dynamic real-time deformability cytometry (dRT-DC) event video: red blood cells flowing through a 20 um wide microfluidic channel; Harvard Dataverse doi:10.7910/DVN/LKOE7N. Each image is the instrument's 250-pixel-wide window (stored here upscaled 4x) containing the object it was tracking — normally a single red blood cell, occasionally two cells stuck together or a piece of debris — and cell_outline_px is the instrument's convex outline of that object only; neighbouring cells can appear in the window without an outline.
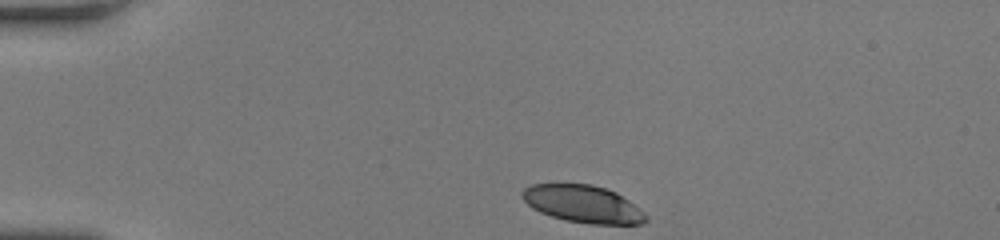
{"species": "human", "species_latin": "Homo sapiens", "temperature_condition": "room temperature", "stored_images_in_passage": 46, "camera_frame_rate_fps": 3000, "um_per_image_px": 0.085, "donor": {"sex": "female"}, "frame": {"image": 1, "passage_image": 1, "time_ms": 0.0, "image_size_px": [1000, 240], "cell_outline_px": [[648, 220], [644, 224], [588, 224], [564, 220], [540, 212], [532, 208], [520, 196], [520, 192], [524, 188], [532, 184], [592, 184], [616, 192], [628, 200], [644, 212], [648, 216]], "centroid_in_image_um": [49.55, 17.34], "position_along_channel_um": 35.5, "area_um2": 27.05}}
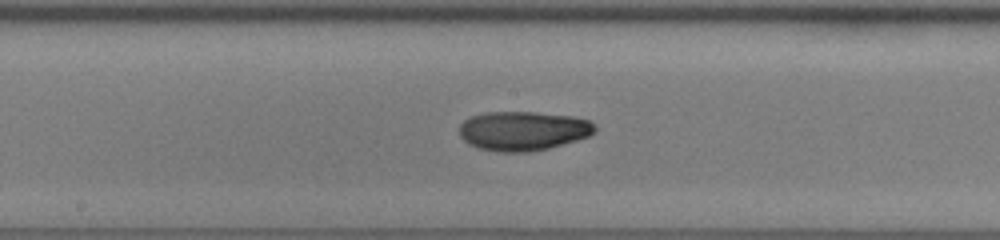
{"frame": {"image": 2, "passage_image": 20, "time_ms": 6.333, "image_size_px": [1000, 240], "cell_outline_px": [[596, 128], [588, 136], [576, 140], [548, 148], [528, 152], [496, 152], [480, 148], [468, 144], [460, 136], [460, 124], [464, 120], [472, 116], [484, 112], [536, 112], [572, 116], [588, 120], [596, 124]], "centroid_in_image_um": [44.44, 11.12], "position_along_channel_um": 203.8, "area_um2": 30.98}}
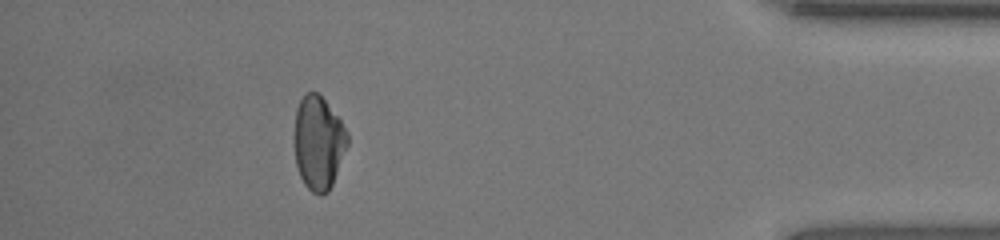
{"frame": {"image": 3, "passage_image": 40, "time_ms": 13.0, "image_size_px": [1000, 240], "cell_outline_px": [[348, 144], [332, 184], [328, 192], [320, 196], [312, 192], [304, 184], [300, 176], [296, 164], [292, 140], [296, 108], [304, 92], [316, 92], [324, 100], [340, 120], [348, 132]], "centroid_in_image_um": [27.03, 12.14], "position_along_channel_um": 408.2, "area_um2": 29.3}, "authors_computed_cell_mechanics": {"area_um2": 29.9982, "velocity_mm_per_s": 3.7762, "shape_relaxation_time_tau1_ms": null, "shape_relaxation_time_tau2_ms": 2.8956, "deformation_change_tau1": null, "deformation_change_tau2": 0.0666}}